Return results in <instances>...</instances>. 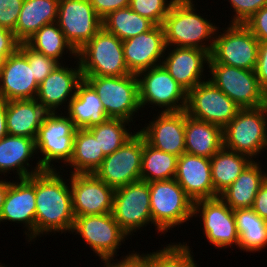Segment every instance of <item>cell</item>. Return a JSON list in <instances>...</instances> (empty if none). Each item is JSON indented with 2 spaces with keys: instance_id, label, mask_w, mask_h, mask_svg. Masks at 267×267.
Returning <instances> with one entry per match:
<instances>
[{
  "instance_id": "1",
  "label": "cell",
  "mask_w": 267,
  "mask_h": 267,
  "mask_svg": "<svg viewBox=\"0 0 267 267\" xmlns=\"http://www.w3.org/2000/svg\"><path fill=\"white\" fill-rule=\"evenodd\" d=\"M66 178L58 170L35 174V240L43 234L71 232L75 215L69 177Z\"/></svg>"
},
{
  "instance_id": "2",
  "label": "cell",
  "mask_w": 267,
  "mask_h": 267,
  "mask_svg": "<svg viewBox=\"0 0 267 267\" xmlns=\"http://www.w3.org/2000/svg\"><path fill=\"white\" fill-rule=\"evenodd\" d=\"M196 1L175 0L162 27L166 46L198 48L211 54L218 25L197 13ZM214 24V25H213Z\"/></svg>"
},
{
  "instance_id": "3",
  "label": "cell",
  "mask_w": 267,
  "mask_h": 267,
  "mask_svg": "<svg viewBox=\"0 0 267 267\" xmlns=\"http://www.w3.org/2000/svg\"><path fill=\"white\" fill-rule=\"evenodd\" d=\"M152 223L157 234H166L193 218L194 202L175 179L149 182Z\"/></svg>"
},
{
  "instance_id": "4",
  "label": "cell",
  "mask_w": 267,
  "mask_h": 267,
  "mask_svg": "<svg viewBox=\"0 0 267 267\" xmlns=\"http://www.w3.org/2000/svg\"><path fill=\"white\" fill-rule=\"evenodd\" d=\"M76 130L74 123L64 112L47 113L35 138L36 152L43 157L38 160L43 170H58L53 164L61 162V171L69 163Z\"/></svg>"
},
{
  "instance_id": "5",
  "label": "cell",
  "mask_w": 267,
  "mask_h": 267,
  "mask_svg": "<svg viewBox=\"0 0 267 267\" xmlns=\"http://www.w3.org/2000/svg\"><path fill=\"white\" fill-rule=\"evenodd\" d=\"M83 76H126L123 41L103 27L77 51Z\"/></svg>"
},
{
  "instance_id": "6",
  "label": "cell",
  "mask_w": 267,
  "mask_h": 267,
  "mask_svg": "<svg viewBox=\"0 0 267 267\" xmlns=\"http://www.w3.org/2000/svg\"><path fill=\"white\" fill-rule=\"evenodd\" d=\"M223 147L252 160L262 155L267 150V109L264 106L240 109L223 128Z\"/></svg>"
},
{
  "instance_id": "7",
  "label": "cell",
  "mask_w": 267,
  "mask_h": 267,
  "mask_svg": "<svg viewBox=\"0 0 267 267\" xmlns=\"http://www.w3.org/2000/svg\"><path fill=\"white\" fill-rule=\"evenodd\" d=\"M97 92L108 118L132 122L143 111L139 104L138 78L126 76H83ZM136 113V114H135ZM136 115V116H134Z\"/></svg>"
},
{
  "instance_id": "8",
  "label": "cell",
  "mask_w": 267,
  "mask_h": 267,
  "mask_svg": "<svg viewBox=\"0 0 267 267\" xmlns=\"http://www.w3.org/2000/svg\"><path fill=\"white\" fill-rule=\"evenodd\" d=\"M219 28L216 30L209 63L255 70L260 43L258 39L242 23L228 24L225 29L221 28L223 33Z\"/></svg>"
},
{
  "instance_id": "9",
  "label": "cell",
  "mask_w": 267,
  "mask_h": 267,
  "mask_svg": "<svg viewBox=\"0 0 267 267\" xmlns=\"http://www.w3.org/2000/svg\"><path fill=\"white\" fill-rule=\"evenodd\" d=\"M71 233L80 235L86 246L89 245L101 262L114 261V258L119 256L117 254L119 247L124 244L125 239H129L114 219L112 212L76 216Z\"/></svg>"
},
{
  "instance_id": "10",
  "label": "cell",
  "mask_w": 267,
  "mask_h": 267,
  "mask_svg": "<svg viewBox=\"0 0 267 267\" xmlns=\"http://www.w3.org/2000/svg\"><path fill=\"white\" fill-rule=\"evenodd\" d=\"M140 107L162 108L159 112H178L186 108L187 91L162 66L137 74ZM152 105V106H150ZM146 106V107H145Z\"/></svg>"
},
{
  "instance_id": "11",
  "label": "cell",
  "mask_w": 267,
  "mask_h": 267,
  "mask_svg": "<svg viewBox=\"0 0 267 267\" xmlns=\"http://www.w3.org/2000/svg\"><path fill=\"white\" fill-rule=\"evenodd\" d=\"M207 77L241 109L263 106L264 89L254 70H246L220 63H209Z\"/></svg>"
},
{
  "instance_id": "12",
  "label": "cell",
  "mask_w": 267,
  "mask_h": 267,
  "mask_svg": "<svg viewBox=\"0 0 267 267\" xmlns=\"http://www.w3.org/2000/svg\"><path fill=\"white\" fill-rule=\"evenodd\" d=\"M112 214L120 228L131 237L137 230L151 226L149 183L139 180L115 189Z\"/></svg>"
},
{
  "instance_id": "13",
  "label": "cell",
  "mask_w": 267,
  "mask_h": 267,
  "mask_svg": "<svg viewBox=\"0 0 267 267\" xmlns=\"http://www.w3.org/2000/svg\"><path fill=\"white\" fill-rule=\"evenodd\" d=\"M198 216L209 244L217 249L239 246L234 212L219 196L194 202L193 217Z\"/></svg>"
},
{
  "instance_id": "14",
  "label": "cell",
  "mask_w": 267,
  "mask_h": 267,
  "mask_svg": "<svg viewBox=\"0 0 267 267\" xmlns=\"http://www.w3.org/2000/svg\"><path fill=\"white\" fill-rule=\"evenodd\" d=\"M143 135L136 133L119 149L107 155L93 173L113 189L141 180Z\"/></svg>"
},
{
  "instance_id": "15",
  "label": "cell",
  "mask_w": 267,
  "mask_h": 267,
  "mask_svg": "<svg viewBox=\"0 0 267 267\" xmlns=\"http://www.w3.org/2000/svg\"><path fill=\"white\" fill-rule=\"evenodd\" d=\"M240 109L208 79L187 92L186 114L192 118L217 125L222 129Z\"/></svg>"
},
{
  "instance_id": "16",
  "label": "cell",
  "mask_w": 267,
  "mask_h": 267,
  "mask_svg": "<svg viewBox=\"0 0 267 267\" xmlns=\"http://www.w3.org/2000/svg\"><path fill=\"white\" fill-rule=\"evenodd\" d=\"M56 23L76 51L102 28L90 0H59Z\"/></svg>"
},
{
  "instance_id": "17",
  "label": "cell",
  "mask_w": 267,
  "mask_h": 267,
  "mask_svg": "<svg viewBox=\"0 0 267 267\" xmlns=\"http://www.w3.org/2000/svg\"><path fill=\"white\" fill-rule=\"evenodd\" d=\"M69 177L75 217L113 211L115 189L98 179L93 173L70 174Z\"/></svg>"
},
{
  "instance_id": "18",
  "label": "cell",
  "mask_w": 267,
  "mask_h": 267,
  "mask_svg": "<svg viewBox=\"0 0 267 267\" xmlns=\"http://www.w3.org/2000/svg\"><path fill=\"white\" fill-rule=\"evenodd\" d=\"M35 174L28 178L13 180L8 187L5 202L0 211L1 222L23 224L25 240L35 242ZM28 239V240H27Z\"/></svg>"
},
{
  "instance_id": "19",
  "label": "cell",
  "mask_w": 267,
  "mask_h": 267,
  "mask_svg": "<svg viewBox=\"0 0 267 267\" xmlns=\"http://www.w3.org/2000/svg\"><path fill=\"white\" fill-rule=\"evenodd\" d=\"M209 60L210 53L205 50L167 46L161 65L188 92L208 79L204 73L209 69Z\"/></svg>"
},
{
  "instance_id": "20",
  "label": "cell",
  "mask_w": 267,
  "mask_h": 267,
  "mask_svg": "<svg viewBox=\"0 0 267 267\" xmlns=\"http://www.w3.org/2000/svg\"><path fill=\"white\" fill-rule=\"evenodd\" d=\"M75 63L76 66H71L70 68L66 63H60L39 84L35 99L48 112H61V108L66 110L70 100L75 96L77 86L83 80L78 59H76L73 65ZM62 105L66 108L62 107Z\"/></svg>"
},
{
  "instance_id": "21",
  "label": "cell",
  "mask_w": 267,
  "mask_h": 267,
  "mask_svg": "<svg viewBox=\"0 0 267 267\" xmlns=\"http://www.w3.org/2000/svg\"><path fill=\"white\" fill-rule=\"evenodd\" d=\"M158 114L138 131L150 146L180 157L185 153V110Z\"/></svg>"
},
{
  "instance_id": "22",
  "label": "cell",
  "mask_w": 267,
  "mask_h": 267,
  "mask_svg": "<svg viewBox=\"0 0 267 267\" xmlns=\"http://www.w3.org/2000/svg\"><path fill=\"white\" fill-rule=\"evenodd\" d=\"M38 88L32 67L19 49L0 62V99H35Z\"/></svg>"
},
{
  "instance_id": "23",
  "label": "cell",
  "mask_w": 267,
  "mask_h": 267,
  "mask_svg": "<svg viewBox=\"0 0 267 267\" xmlns=\"http://www.w3.org/2000/svg\"><path fill=\"white\" fill-rule=\"evenodd\" d=\"M162 25L123 41L126 66L131 74L161 65L166 50Z\"/></svg>"
},
{
  "instance_id": "24",
  "label": "cell",
  "mask_w": 267,
  "mask_h": 267,
  "mask_svg": "<svg viewBox=\"0 0 267 267\" xmlns=\"http://www.w3.org/2000/svg\"><path fill=\"white\" fill-rule=\"evenodd\" d=\"M175 180L193 202L219 196L214 191L209 158L183 153L177 160Z\"/></svg>"
},
{
  "instance_id": "25",
  "label": "cell",
  "mask_w": 267,
  "mask_h": 267,
  "mask_svg": "<svg viewBox=\"0 0 267 267\" xmlns=\"http://www.w3.org/2000/svg\"><path fill=\"white\" fill-rule=\"evenodd\" d=\"M35 154V139L7 134L0 139V175L5 178L13 171L15 178L23 179L44 171L38 161L35 167L30 164Z\"/></svg>"
},
{
  "instance_id": "26",
  "label": "cell",
  "mask_w": 267,
  "mask_h": 267,
  "mask_svg": "<svg viewBox=\"0 0 267 267\" xmlns=\"http://www.w3.org/2000/svg\"><path fill=\"white\" fill-rule=\"evenodd\" d=\"M64 113L77 129H88L108 119L101 98L85 79L78 84Z\"/></svg>"
},
{
  "instance_id": "27",
  "label": "cell",
  "mask_w": 267,
  "mask_h": 267,
  "mask_svg": "<svg viewBox=\"0 0 267 267\" xmlns=\"http://www.w3.org/2000/svg\"><path fill=\"white\" fill-rule=\"evenodd\" d=\"M253 160L219 197L232 209L251 208L260 186L267 179L261 160Z\"/></svg>"
},
{
  "instance_id": "28",
  "label": "cell",
  "mask_w": 267,
  "mask_h": 267,
  "mask_svg": "<svg viewBox=\"0 0 267 267\" xmlns=\"http://www.w3.org/2000/svg\"><path fill=\"white\" fill-rule=\"evenodd\" d=\"M47 113L36 99L6 101L8 134L35 139Z\"/></svg>"
},
{
  "instance_id": "29",
  "label": "cell",
  "mask_w": 267,
  "mask_h": 267,
  "mask_svg": "<svg viewBox=\"0 0 267 267\" xmlns=\"http://www.w3.org/2000/svg\"><path fill=\"white\" fill-rule=\"evenodd\" d=\"M223 147V129L185 112V153L211 158Z\"/></svg>"
},
{
  "instance_id": "30",
  "label": "cell",
  "mask_w": 267,
  "mask_h": 267,
  "mask_svg": "<svg viewBox=\"0 0 267 267\" xmlns=\"http://www.w3.org/2000/svg\"><path fill=\"white\" fill-rule=\"evenodd\" d=\"M59 0H24L14 35L25 43L42 26L57 21Z\"/></svg>"
},
{
  "instance_id": "31",
  "label": "cell",
  "mask_w": 267,
  "mask_h": 267,
  "mask_svg": "<svg viewBox=\"0 0 267 267\" xmlns=\"http://www.w3.org/2000/svg\"><path fill=\"white\" fill-rule=\"evenodd\" d=\"M239 235V250L260 252L267 248V221L252 208L233 210Z\"/></svg>"
},
{
  "instance_id": "32",
  "label": "cell",
  "mask_w": 267,
  "mask_h": 267,
  "mask_svg": "<svg viewBox=\"0 0 267 267\" xmlns=\"http://www.w3.org/2000/svg\"><path fill=\"white\" fill-rule=\"evenodd\" d=\"M210 161L214 191L220 195L253 160L245 154L222 147Z\"/></svg>"
},
{
  "instance_id": "33",
  "label": "cell",
  "mask_w": 267,
  "mask_h": 267,
  "mask_svg": "<svg viewBox=\"0 0 267 267\" xmlns=\"http://www.w3.org/2000/svg\"><path fill=\"white\" fill-rule=\"evenodd\" d=\"M105 157L94 135L88 129H77L73 154L66 167L72 170L69 174L94 173Z\"/></svg>"
},
{
  "instance_id": "34",
  "label": "cell",
  "mask_w": 267,
  "mask_h": 267,
  "mask_svg": "<svg viewBox=\"0 0 267 267\" xmlns=\"http://www.w3.org/2000/svg\"><path fill=\"white\" fill-rule=\"evenodd\" d=\"M25 43L36 52L54 58L60 63H63L62 59L67 53L71 56L69 58L77 59V51L66 40L56 22L42 26Z\"/></svg>"
},
{
  "instance_id": "35",
  "label": "cell",
  "mask_w": 267,
  "mask_h": 267,
  "mask_svg": "<svg viewBox=\"0 0 267 267\" xmlns=\"http://www.w3.org/2000/svg\"><path fill=\"white\" fill-rule=\"evenodd\" d=\"M178 156L150 146L143 136L141 180L146 182L175 179Z\"/></svg>"
},
{
  "instance_id": "36",
  "label": "cell",
  "mask_w": 267,
  "mask_h": 267,
  "mask_svg": "<svg viewBox=\"0 0 267 267\" xmlns=\"http://www.w3.org/2000/svg\"><path fill=\"white\" fill-rule=\"evenodd\" d=\"M155 26L152 21L132 11L130 7L115 10L102 19V27L122 41L150 31Z\"/></svg>"
},
{
  "instance_id": "37",
  "label": "cell",
  "mask_w": 267,
  "mask_h": 267,
  "mask_svg": "<svg viewBox=\"0 0 267 267\" xmlns=\"http://www.w3.org/2000/svg\"><path fill=\"white\" fill-rule=\"evenodd\" d=\"M130 123L124 119L108 118L103 123L94 125L88 128V130L98 140V145L104 155L107 156L119 149L136 133L134 130H132L133 132L130 131L132 129L129 125Z\"/></svg>"
},
{
  "instance_id": "38",
  "label": "cell",
  "mask_w": 267,
  "mask_h": 267,
  "mask_svg": "<svg viewBox=\"0 0 267 267\" xmlns=\"http://www.w3.org/2000/svg\"><path fill=\"white\" fill-rule=\"evenodd\" d=\"M192 251V252H191ZM193 250L189 243L186 242H171L159 250L154 252L142 253L141 256L152 267H199L194 261Z\"/></svg>"
},
{
  "instance_id": "39",
  "label": "cell",
  "mask_w": 267,
  "mask_h": 267,
  "mask_svg": "<svg viewBox=\"0 0 267 267\" xmlns=\"http://www.w3.org/2000/svg\"><path fill=\"white\" fill-rule=\"evenodd\" d=\"M174 2L175 0H130L129 7L155 25H162Z\"/></svg>"
},
{
  "instance_id": "40",
  "label": "cell",
  "mask_w": 267,
  "mask_h": 267,
  "mask_svg": "<svg viewBox=\"0 0 267 267\" xmlns=\"http://www.w3.org/2000/svg\"><path fill=\"white\" fill-rule=\"evenodd\" d=\"M18 49L26 56L38 85L60 64L54 58L31 49L26 43H20Z\"/></svg>"
},
{
  "instance_id": "41",
  "label": "cell",
  "mask_w": 267,
  "mask_h": 267,
  "mask_svg": "<svg viewBox=\"0 0 267 267\" xmlns=\"http://www.w3.org/2000/svg\"><path fill=\"white\" fill-rule=\"evenodd\" d=\"M233 8L230 23H244L261 8L267 6V0H227Z\"/></svg>"
},
{
  "instance_id": "42",
  "label": "cell",
  "mask_w": 267,
  "mask_h": 267,
  "mask_svg": "<svg viewBox=\"0 0 267 267\" xmlns=\"http://www.w3.org/2000/svg\"><path fill=\"white\" fill-rule=\"evenodd\" d=\"M24 0H0V27L14 32Z\"/></svg>"
},
{
  "instance_id": "43",
  "label": "cell",
  "mask_w": 267,
  "mask_h": 267,
  "mask_svg": "<svg viewBox=\"0 0 267 267\" xmlns=\"http://www.w3.org/2000/svg\"><path fill=\"white\" fill-rule=\"evenodd\" d=\"M243 24L259 42H267V6L261 8Z\"/></svg>"
},
{
  "instance_id": "44",
  "label": "cell",
  "mask_w": 267,
  "mask_h": 267,
  "mask_svg": "<svg viewBox=\"0 0 267 267\" xmlns=\"http://www.w3.org/2000/svg\"><path fill=\"white\" fill-rule=\"evenodd\" d=\"M20 42L14 32L0 27V62L13 54L19 48Z\"/></svg>"
},
{
  "instance_id": "45",
  "label": "cell",
  "mask_w": 267,
  "mask_h": 267,
  "mask_svg": "<svg viewBox=\"0 0 267 267\" xmlns=\"http://www.w3.org/2000/svg\"><path fill=\"white\" fill-rule=\"evenodd\" d=\"M97 15L103 19L115 10L129 7L130 0H90Z\"/></svg>"
},
{
  "instance_id": "46",
  "label": "cell",
  "mask_w": 267,
  "mask_h": 267,
  "mask_svg": "<svg viewBox=\"0 0 267 267\" xmlns=\"http://www.w3.org/2000/svg\"><path fill=\"white\" fill-rule=\"evenodd\" d=\"M254 71L260 86L265 89L267 87V42L259 43L257 64Z\"/></svg>"
},
{
  "instance_id": "47",
  "label": "cell",
  "mask_w": 267,
  "mask_h": 267,
  "mask_svg": "<svg viewBox=\"0 0 267 267\" xmlns=\"http://www.w3.org/2000/svg\"><path fill=\"white\" fill-rule=\"evenodd\" d=\"M251 208L263 220L267 221V179L260 186Z\"/></svg>"
},
{
  "instance_id": "48",
  "label": "cell",
  "mask_w": 267,
  "mask_h": 267,
  "mask_svg": "<svg viewBox=\"0 0 267 267\" xmlns=\"http://www.w3.org/2000/svg\"><path fill=\"white\" fill-rule=\"evenodd\" d=\"M140 254L133 250L128 255L121 256V267H152Z\"/></svg>"
},
{
  "instance_id": "49",
  "label": "cell",
  "mask_w": 267,
  "mask_h": 267,
  "mask_svg": "<svg viewBox=\"0 0 267 267\" xmlns=\"http://www.w3.org/2000/svg\"><path fill=\"white\" fill-rule=\"evenodd\" d=\"M8 134L6 126V101L0 99V139Z\"/></svg>"
},
{
  "instance_id": "50",
  "label": "cell",
  "mask_w": 267,
  "mask_h": 267,
  "mask_svg": "<svg viewBox=\"0 0 267 267\" xmlns=\"http://www.w3.org/2000/svg\"><path fill=\"white\" fill-rule=\"evenodd\" d=\"M0 178H2V177H0ZM7 179L8 178L0 179V211H1L2 205L5 202V197H6L7 192H8L9 184L11 183V180L7 181Z\"/></svg>"
},
{
  "instance_id": "51",
  "label": "cell",
  "mask_w": 267,
  "mask_h": 267,
  "mask_svg": "<svg viewBox=\"0 0 267 267\" xmlns=\"http://www.w3.org/2000/svg\"><path fill=\"white\" fill-rule=\"evenodd\" d=\"M114 261H117V262H114ZM114 261H107V262H102L104 263L103 267H121V259L118 260L117 258L114 260Z\"/></svg>"
},
{
  "instance_id": "52",
  "label": "cell",
  "mask_w": 267,
  "mask_h": 267,
  "mask_svg": "<svg viewBox=\"0 0 267 267\" xmlns=\"http://www.w3.org/2000/svg\"><path fill=\"white\" fill-rule=\"evenodd\" d=\"M263 106L267 109V87L264 89V102Z\"/></svg>"
},
{
  "instance_id": "53",
  "label": "cell",
  "mask_w": 267,
  "mask_h": 267,
  "mask_svg": "<svg viewBox=\"0 0 267 267\" xmlns=\"http://www.w3.org/2000/svg\"><path fill=\"white\" fill-rule=\"evenodd\" d=\"M8 265H5L4 263L3 264H1V262H0V267H7ZM9 267H11V266H9Z\"/></svg>"
}]
</instances>
